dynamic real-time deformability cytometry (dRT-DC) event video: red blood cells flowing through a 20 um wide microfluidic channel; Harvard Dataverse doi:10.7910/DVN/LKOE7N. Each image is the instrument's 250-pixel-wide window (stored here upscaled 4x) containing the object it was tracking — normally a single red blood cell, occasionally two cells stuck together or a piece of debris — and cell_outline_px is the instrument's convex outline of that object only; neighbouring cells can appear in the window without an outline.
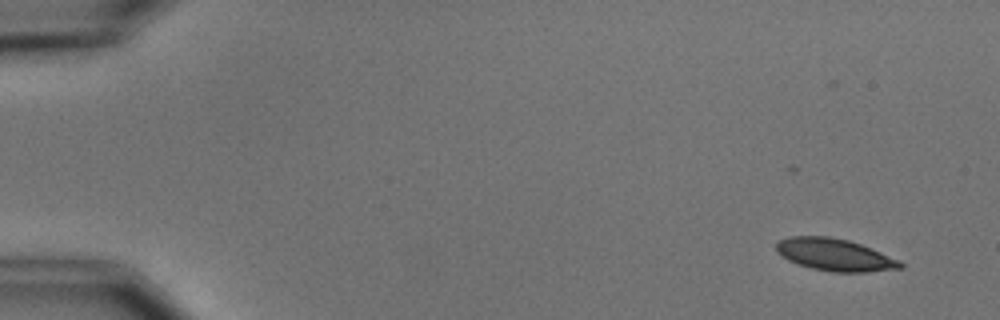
{"species": "common noctule bat (a hibernating species)", "species_latin": "Nyctalus noctula", "temperature_condition": "cold", "stored_images_in_passage": 8, "camera_frame_rate_fps": 3000, "um_per_image_px": 0.085, "animal": {"sex": "male", "body_mass_g": 15.6}, "frame": {"image": 1, "passage_image": 1, "time_ms": 0.0, "image_size_px": [1000, 320], "cell_outline_px": [[904, 268], [868, 272], [832, 272], [812, 268], [788, 260], [776, 252], [776, 240], [788, 236], [828, 236], [848, 240], [860, 244], [900, 260], [904, 264]], "centroid_in_image_um": [70.94, 21.65], "position_along_channel_um": 14.1, "area_um2": 23.35}}
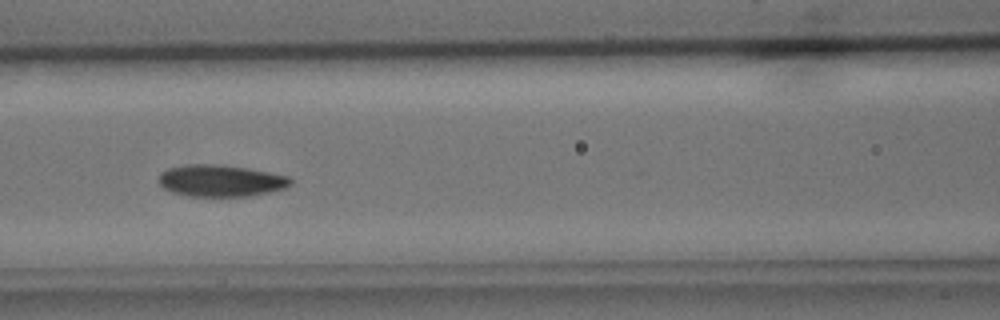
{"frame": {"image": 2, "passage_image": 7, "time_ms": 7.0, "image_size_px": [1000, 320], "cell_outline_px": [[292, 184], [284, 188], [252, 196], [188, 196], [172, 192], [164, 188], [160, 184], [160, 172], [168, 168], [184, 164], [216, 164], [244, 168], [268, 172], [288, 176], [292, 180]], "centroid_in_image_um": [18.74, 15.36], "position_along_channel_um": 147.9, "area_um2": 24.28}}
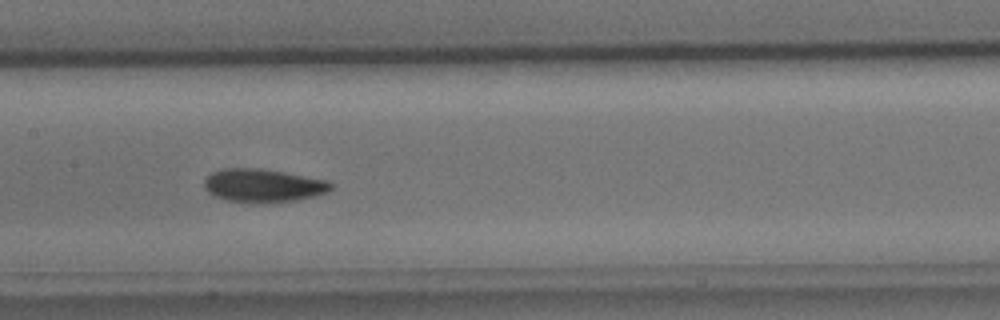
{"frame": {"image": 3, "passage_image": 8, "time_ms": 8.0, "image_size_px": [1000, 320], "cell_outline_px": [[332, 188], [328, 192], [316, 196], [300, 200], [268, 204], [264, 204], [224, 200], [208, 192], [204, 188], [204, 180], [212, 172], [224, 168], [260, 168], [284, 172], [328, 180], [332, 184]], "centroid_in_image_um": [22.39, 15.79], "position_along_channel_um": 185.0, "area_um2": 25.03}}